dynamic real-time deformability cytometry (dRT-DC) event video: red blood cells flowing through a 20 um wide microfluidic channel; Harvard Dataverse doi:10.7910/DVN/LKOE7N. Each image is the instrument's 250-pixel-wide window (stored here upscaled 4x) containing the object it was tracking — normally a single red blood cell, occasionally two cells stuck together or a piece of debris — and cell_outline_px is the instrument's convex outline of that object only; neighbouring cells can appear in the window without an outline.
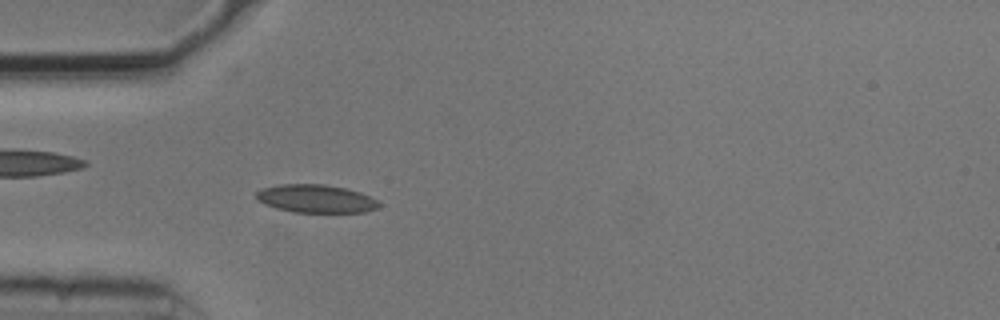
{"species": "common noctule bat (a hibernating species)", "species_latin": "Nyctalus noctula", "temperature_condition": "cold", "stored_images_in_passage": 41, "camera_frame_rate_fps": 3000, "um_per_image_px": 0.085, "animal": {"sex": "male", "body_mass_g": 20.5, "forearm_length_mm": 52.5}, "frame": {"image": 1, "passage_image": 2, "time_ms": 0.333, "image_size_px": [1000, 320], "cell_outline_px": [[380, 204], [376, 208], [364, 212], [292, 212], [276, 208], [264, 204], [256, 200], [256, 192], [260, 188], [280, 184], [324, 184], [344, 188], [360, 192], [376, 200]], "centroid_in_image_um": [26.78, 16.88], "position_along_channel_um": 58.2, "area_um2": 20.06}}
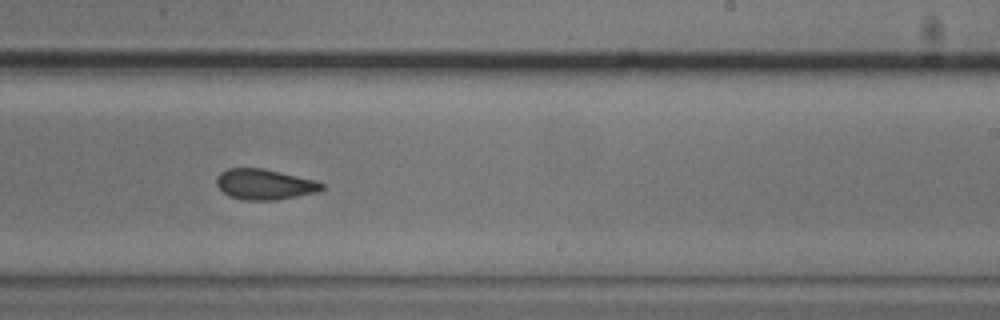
{"frame": {"image": 2, "passage_image": 19, "time_ms": 6.0, "image_size_px": [1000, 320], "cell_outline_px": [[324, 188], [316, 192], [276, 200], [244, 200], [228, 196], [216, 184], [216, 176], [220, 172], [228, 168], [264, 168], [316, 180], [324, 184]], "centroid_in_image_um": [22.47, 15.66], "position_along_channel_um": 266.5, "area_um2": 18.79}}
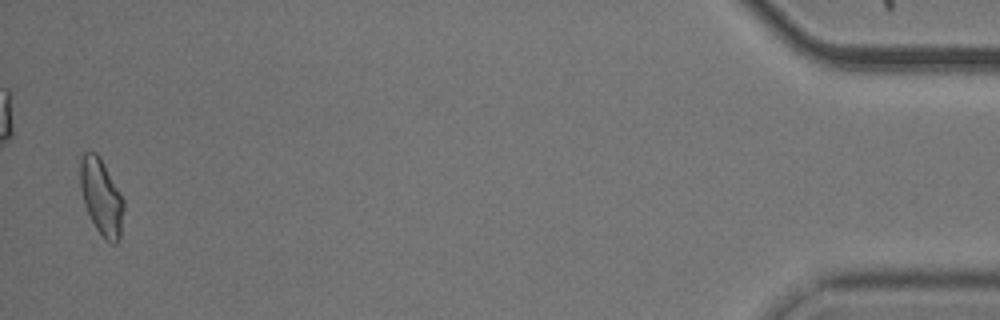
{"frame": {"image": 3, "passage_image": 39, "time_ms": 12.667, "image_size_px": [1000, 320], "cell_outline_px": [[124, 208], [120, 240], [116, 244], [112, 244], [104, 240], [96, 228], [84, 204], [80, 188], [80, 156], [84, 152], [96, 152], [100, 156], [120, 192], [124, 200]], "centroid_in_image_um": [8.62, 16.75], "position_along_channel_um": 426.6, "area_um2": 19.54}}